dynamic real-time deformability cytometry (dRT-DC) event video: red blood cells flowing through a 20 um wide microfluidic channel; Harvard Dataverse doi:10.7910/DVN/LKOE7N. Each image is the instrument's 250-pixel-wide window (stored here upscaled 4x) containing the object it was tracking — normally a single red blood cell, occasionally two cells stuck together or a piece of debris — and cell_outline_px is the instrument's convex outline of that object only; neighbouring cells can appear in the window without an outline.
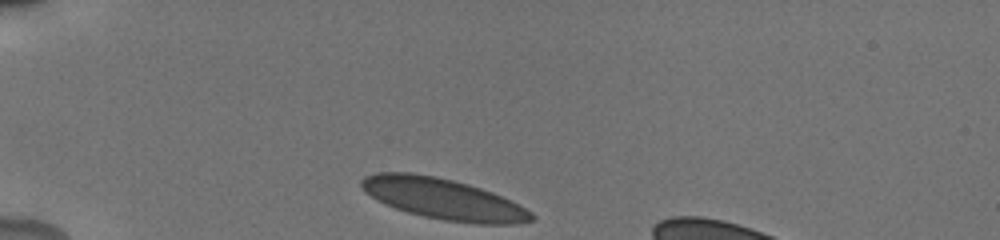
{"species": "human", "species_latin": "Homo sapiens", "temperature_condition": "cold", "stored_images_in_passage": 33, "camera_frame_rate_fps": 3000, "um_per_image_px": 0.085, "donor": {"sex": "male"}, "frame": {"image": 1, "passage_image": 1, "time_ms": 0.0, "image_size_px": [1000, 240], "cell_outline_px": [[536, 216], [532, 220], [516, 224], [476, 224], [444, 220], [424, 216], [408, 212], [384, 204], [376, 200], [364, 192], [360, 188], [360, 180], [364, 176], [376, 172], [412, 172], [436, 176], [468, 184], [492, 192], [532, 212]], "centroid_in_image_um": [37.61, 16.9], "position_along_channel_um": 47.4, "area_um2": 40.58}}
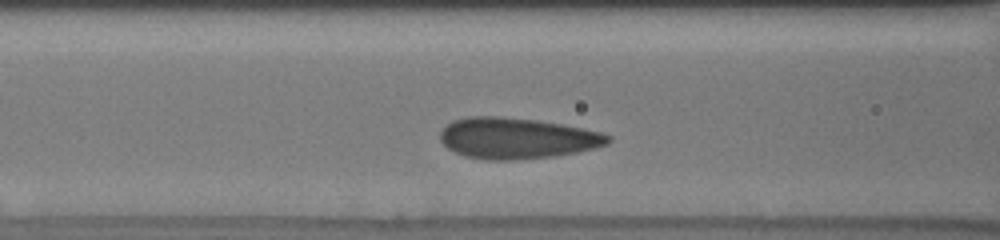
{"frame": {"image": 2, "passage_image": 10, "time_ms": 3.0, "image_size_px": [1000, 240], "cell_outline_px": [[612, 140], [608, 144], [576, 152], [552, 156], [512, 160], [488, 160], [464, 156], [448, 148], [440, 140], [440, 132], [452, 120], [468, 116], [500, 116], [536, 120], [560, 124], [600, 132], [612, 136]], "centroid_in_image_um": [43.91, 11.74], "position_along_channel_um": 122.7, "area_um2": 39.88}}
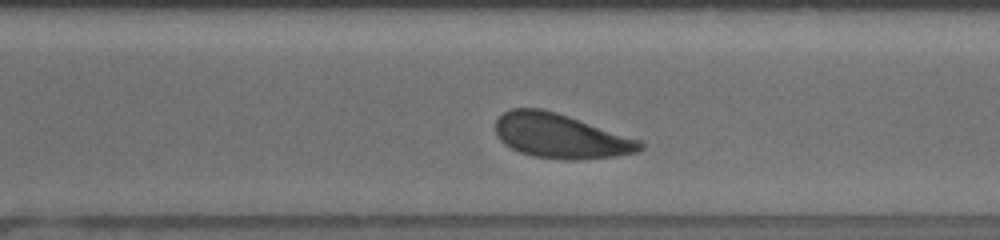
{"frame": {"image": 3, "passage_image": 26, "time_ms": 8.333, "image_size_px": [1000, 240], "cell_outline_px": [[644, 148], [640, 152], [616, 156], [576, 160], [564, 160], [532, 156], [520, 152], [504, 144], [496, 136], [496, 120], [504, 112], [512, 108], [540, 108], [556, 112], [644, 140]], "centroid_in_image_um": [47.71, 11.57], "position_along_channel_um": 322.9, "area_um2": 37.92}, "authors_computed_cell_mechanics": {"area_um2": 39.015, "velocity_mm_per_s": 3.7668, "shape_relaxation_time_tau1_ms": 2.4116, "shape_relaxation_time_tau2_ms": 0.5403, "deformation_change_tau1": 0.1007, "deformation_change_tau2": 0.0478}}